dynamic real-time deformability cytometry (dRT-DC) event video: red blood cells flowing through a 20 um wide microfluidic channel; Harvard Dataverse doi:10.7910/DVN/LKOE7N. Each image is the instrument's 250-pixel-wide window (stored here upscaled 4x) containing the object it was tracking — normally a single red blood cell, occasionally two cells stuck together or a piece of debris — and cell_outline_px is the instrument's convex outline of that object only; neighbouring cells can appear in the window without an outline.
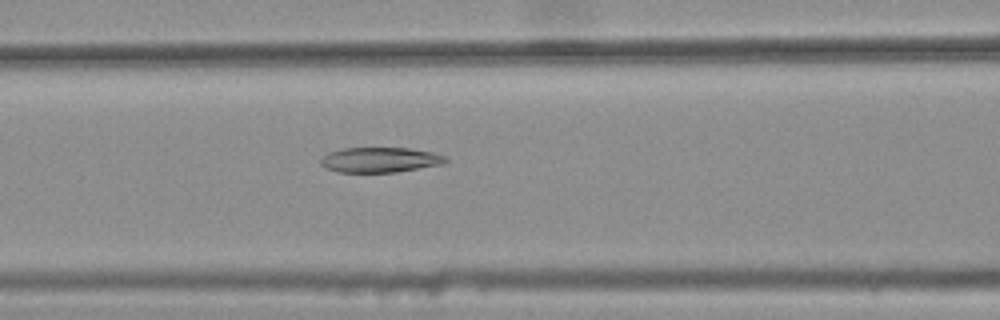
{"species": "common noctule bat (a hibernating species)", "species_latin": "Nyctalus noctula", "temperature_condition": "warm", "stored_images_in_passage": 31, "camera_frame_rate_fps": 3000, "um_per_image_px": 0.085, "animal": {"sex": "female", "body_mass_g": 25.1}, "frame": {"image": 1, "passage_image": 9, "time_ms": 2.667, "image_size_px": [1000, 320], "cell_outline_px": [[448, 160], [440, 164], [396, 172], [336, 172], [324, 168], [320, 164], [320, 156], [328, 152], [344, 148], [408, 148], [432, 152], [448, 156]], "centroid_in_image_um": [32.24, 13.58], "position_along_channel_um": 134.4, "area_um2": 18.38}}
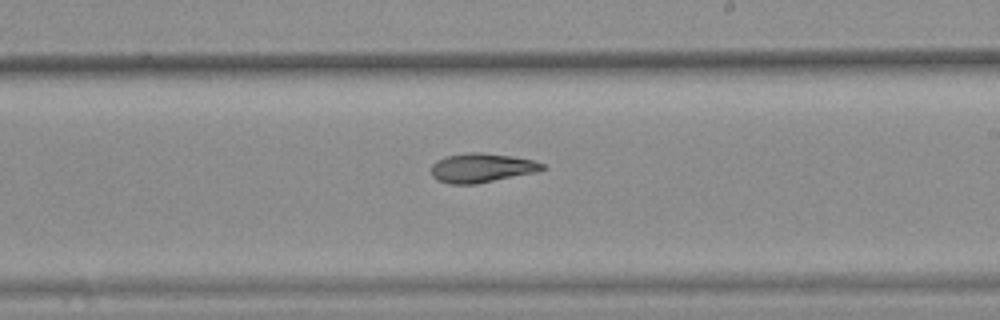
{"frame": {"image": 2, "passage_image": 18, "time_ms": 5.667, "image_size_px": [1000, 320], "cell_outline_px": [[544, 168], [536, 172], [476, 184], [448, 184], [436, 180], [432, 176], [432, 164], [436, 160], [444, 156], [468, 152], [484, 152], [512, 156], [532, 160], [544, 164]], "centroid_in_image_um": [40.89, 14.26], "position_along_channel_um": 248.1, "area_um2": 19.02}}
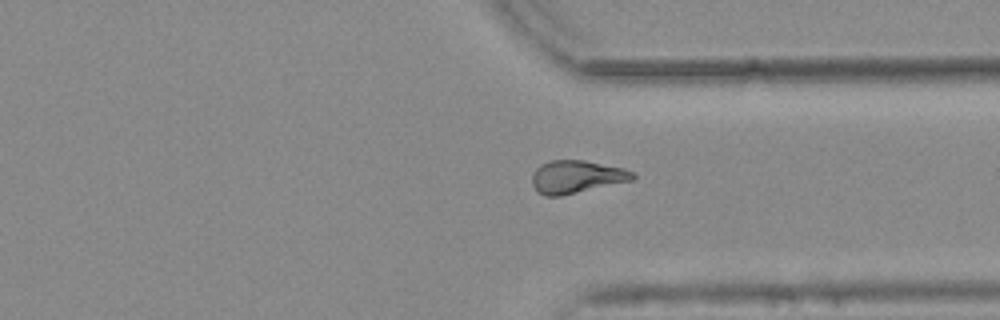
{"frame": {"image": 3, "passage_image": 27, "time_ms": 8.667, "image_size_px": [1000, 320], "cell_outline_px": [[636, 176], [632, 180], [560, 196], [544, 196], [532, 184], [532, 176], [536, 168], [540, 164], [548, 160], [584, 160], [624, 168], [636, 172]], "centroid_in_image_um": [49.01, 15.01], "position_along_channel_um": 362.4, "area_um2": 19.19}}